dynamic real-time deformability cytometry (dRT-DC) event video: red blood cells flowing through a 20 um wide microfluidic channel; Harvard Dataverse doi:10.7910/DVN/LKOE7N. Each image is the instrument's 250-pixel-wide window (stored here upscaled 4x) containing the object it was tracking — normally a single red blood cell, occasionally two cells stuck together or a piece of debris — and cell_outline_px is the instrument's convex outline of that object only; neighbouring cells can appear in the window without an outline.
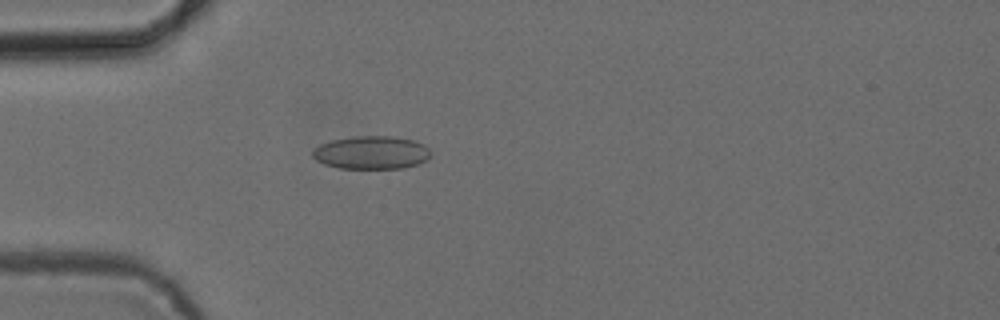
{"species": "common noctule bat (a hibernating species)", "species_latin": "Nyctalus noctula", "temperature_condition": "cold", "stored_images_in_passage": 51, "camera_frame_rate_fps": 3000, "um_per_image_px": 0.085, "animal": {"sex": "female", "body_mass_g": 24.6, "forearm_length_mm": 56.2}, "frame": {"image": 1, "passage_image": 14, "time_ms": 4.333, "image_size_px": [1000, 320], "cell_outline_px": [[432, 156], [428, 160], [404, 168], [340, 168], [324, 164], [316, 160], [312, 156], [312, 152], [320, 144], [332, 140], [356, 136], [396, 136], [412, 140], [424, 144], [432, 152]], "centroid_in_image_um": [31.61, 12.96], "position_along_channel_um": 53.4, "area_um2": 22.89}}
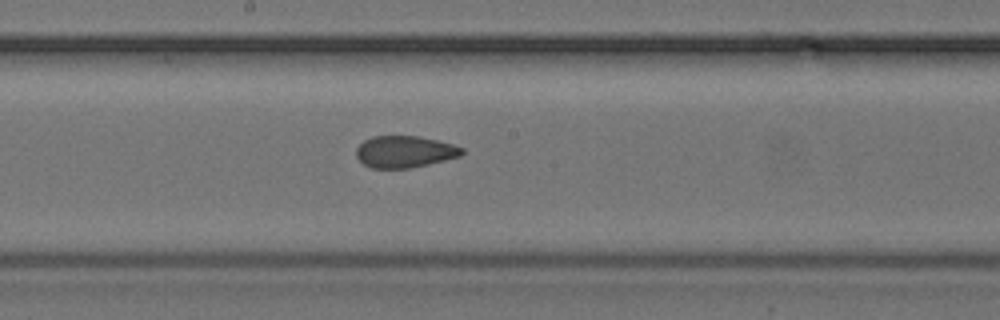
{"frame": {"image": 2, "passage_image": 27, "time_ms": 8.667, "image_size_px": [1000, 320], "cell_outline_px": [[464, 152], [460, 156], [428, 164], [408, 168], [372, 168], [364, 164], [356, 156], [356, 148], [364, 140], [372, 136], [416, 136], [436, 140], [452, 144], [464, 148]], "centroid_in_image_um": [34.38, 12.89], "position_along_channel_um": 213.8, "area_um2": 19.42}}
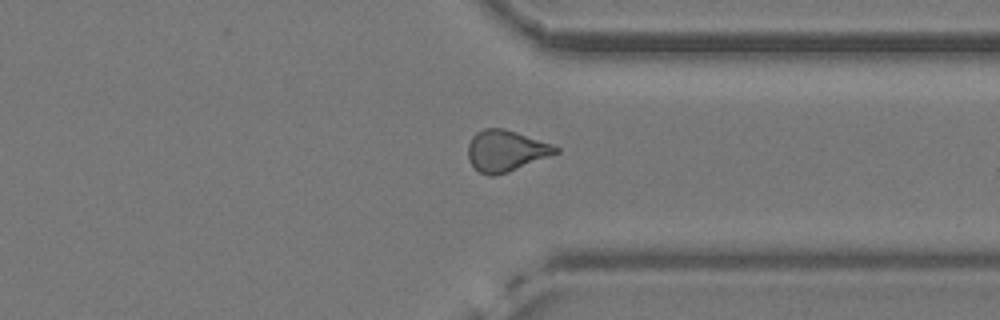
{"frame": {"image": 3, "passage_image": 39, "time_ms": 12.667, "image_size_px": [1000, 320], "cell_outline_px": [[560, 152], [508, 172], [496, 176], [488, 176], [480, 172], [468, 160], [468, 144], [472, 136], [476, 132], [484, 128], [504, 128], [552, 144], [560, 148]], "centroid_in_image_um": [42.98, 12.82], "position_along_channel_um": 368.4, "area_um2": 21.04}, "authors_computed_cell_mechanics": {"area_um2": 20.7502, "velocity_mm_per_s": 3.889, "shape_relaxation_time_tau1_ms": null, "shape_relaxation_time_tau2_ms": 1.5278, "deformation_change_tau1": null, "deformation_change_tau2": 0.0657}}